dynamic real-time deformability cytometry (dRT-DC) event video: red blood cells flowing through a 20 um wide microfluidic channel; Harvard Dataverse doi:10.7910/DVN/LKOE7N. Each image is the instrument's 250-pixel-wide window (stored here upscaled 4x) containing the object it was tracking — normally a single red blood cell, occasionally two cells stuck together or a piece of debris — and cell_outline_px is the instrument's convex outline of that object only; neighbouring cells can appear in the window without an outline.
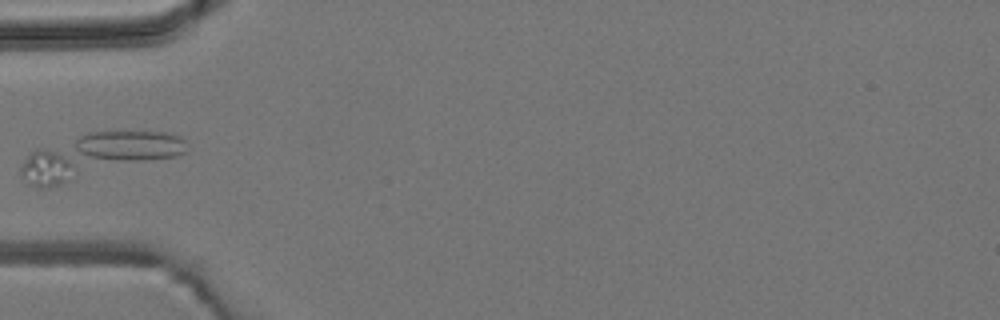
{"species": "common noctule bat (a hibernating species)", "species_latin": "Nyctalus noctula", "temperature_condition": "room temperature", "stored_images_in_passage": 5, "camera_frame_rate_fps": 3000, "um_per_image_px": 0.085, "animal": {"sex": "male", "body_mass_g": 19.2, "forearm_length_mm": 51.8}, "frame": {"image": 1, "passage_image": 4, "time_ms": 3.667, "image_size_px": [1000, 320], "cell_outline_px": [[184, 152], [176, 156], [48, 188], [36, 188], [28, 184], [20, 172], [20, 168], [24, 160], [36, 148], [88, 132], [172, 132], [180, 136], [184, 140]], "centroid_in_image_um": [8.22, 13.25], "position_along_channel_um": 76.8, "area_um2": 42.77}}